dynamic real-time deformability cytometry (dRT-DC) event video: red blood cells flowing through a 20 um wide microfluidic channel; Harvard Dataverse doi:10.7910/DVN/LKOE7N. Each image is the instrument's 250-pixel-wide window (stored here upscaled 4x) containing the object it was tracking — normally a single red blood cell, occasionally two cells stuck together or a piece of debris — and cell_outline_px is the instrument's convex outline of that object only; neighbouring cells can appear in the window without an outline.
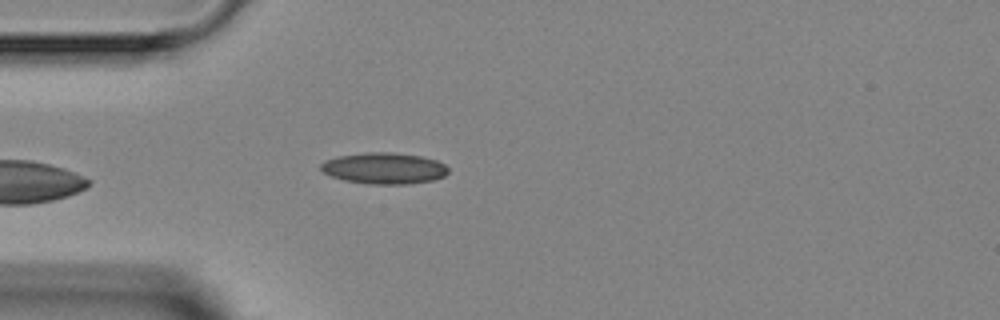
{"species": "Egyptian fruit bat (a non-hibernating species)", "species_latin": "Rousettus aegyptiacus", "temperature_condition": "room temperature", "stored_images_in_passage": 4, "camera_frame_rate_fps": 3000, "um_per_image_px": 0.085, "animal": {"sex": "female"}, "frame": {"image": 1, "passage_image": 4, "time_ms": 4.333, "image_size_px": [1000, 320], "cell_outline_px": [[448, 172], [444, 176], [436, 180], [408, 184], [372, 184], [344, 180], [332, 176], [324, 172], [320, 168], [320, 164], [324, 160], [336, 156], [368, 152], [392, 152], [420, 156], [436, 160], [444, 164], [448, 168]], "centroid_in_image_um": [32.65, 14.3], "position_along_channel_um": 52.3, "area_um2": 23.29}}